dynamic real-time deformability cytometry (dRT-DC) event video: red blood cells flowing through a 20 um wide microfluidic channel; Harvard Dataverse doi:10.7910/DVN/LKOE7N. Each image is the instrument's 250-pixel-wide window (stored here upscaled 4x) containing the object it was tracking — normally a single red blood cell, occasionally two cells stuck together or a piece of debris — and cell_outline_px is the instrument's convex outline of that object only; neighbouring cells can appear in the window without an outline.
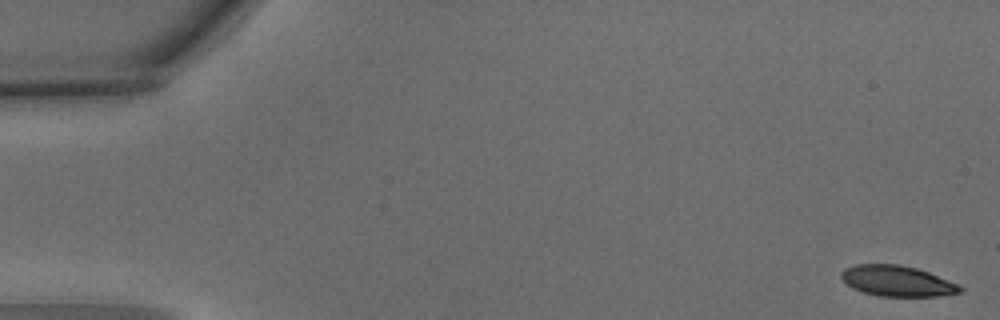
{"species": "common noctule bat (a hibernating species)", "species_latin": "Nyctalus noctula", "temperature_condition": "warm", "stored_images_in_passage": 6, "camera_frame_rate_fps": 3000, "um_per_image_px": 0.085, "animal": {"sex": "male", "body_mass_g": 15.6}, "frame": {"image": 1, "passage_image": 1, "time_ms": 0.0, "image_size_px": [1000, 320], "cell_outline_px": [[964, 288], [960, 292], [936, 296], [880, 296], [864, 292], [852, 288], [840, 276], [840, 272], [844, 268], [856, 264], [900, 264], [916, 268], [928, 272], [960, 284]], "centroid_in_image_um": [76.26, 23.87], "position_along_channel_um": 8.7, "area_um2": 21.21}}
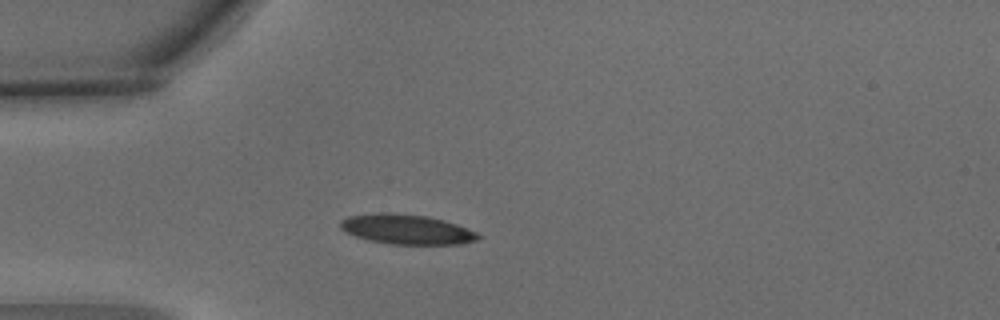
{"frame": {"image": 2, "passage_image": 5, "time_ms": 1.333, "image_size_px": [1000, 320], "cell_outline_px": [[480, 236], [476, 240], [460, 244], [388, 244], [356, 236], [340, 228], [340, 220], [348, 216], [376, 212], [388, 212], [428, 216], [444, 220], [456, 224], [476, 232]], "centroid_in_image_um": [34.55, 19.48], "position_along_channel_um": 50.5, "area_um2": 23.81}}